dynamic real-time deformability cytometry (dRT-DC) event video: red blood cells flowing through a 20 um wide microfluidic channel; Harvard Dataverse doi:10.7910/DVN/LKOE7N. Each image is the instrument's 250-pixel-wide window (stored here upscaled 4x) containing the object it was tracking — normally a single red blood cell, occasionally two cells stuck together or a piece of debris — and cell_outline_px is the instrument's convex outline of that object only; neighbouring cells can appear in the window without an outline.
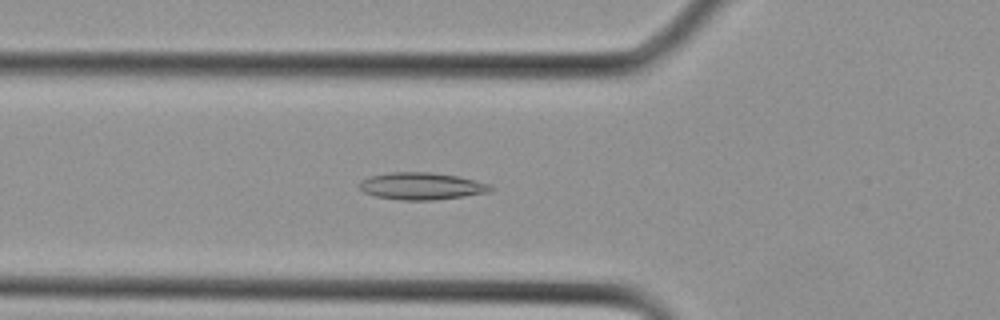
{"species": "Egyptian fruit bat (a non-hibernating species)", "species_latin": "Rousettus aegyptiacus", "temperature_condition": "cold", "stored_images_in_passage": 23, "camera_frame_rate_fps": 3000, "um_per_image_px": 0.085, "animal": {"sex": "female"}, "frame": {"image": 1, "passage_image": 3, "time_ms": 0.667, "image_size_px": [1000, 320], "cell_outline_px": [[492, 188], [488, 192], [464, 196], [432, 200], [400, 200], [376, 196], [364, 192], [360, 188], [360, 180], [368, 176], [392, 172], [432, 172], [456, 176], [492, 184]], "centroid_in_image_um": [35.81, 15.81], "position_along_channel_um": 90.0, "area_um2": 20.63}}
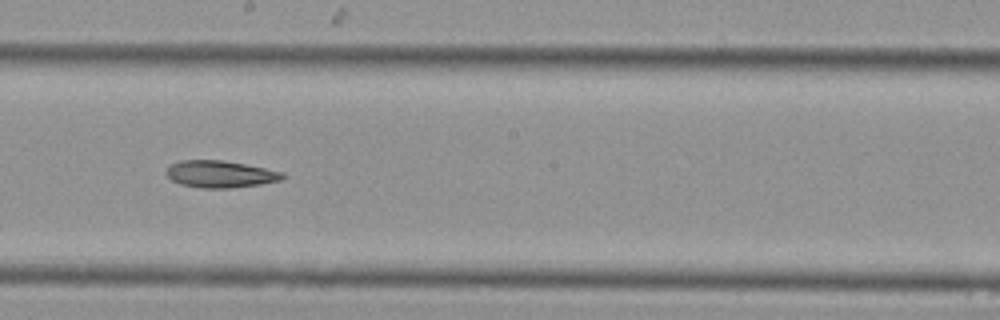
{"frame": {"image": 2, "passage_image": 9, "time_ms": 2.667, "image_size_px": [1000, 320], "cell_outline_px": [[284, 176], [280, 180], [260, 184], [228, 188], [200, 188], [180, 184], [172, 180], [164, 172], [172, 164], [180, 160], [224, 160], [284, 172]], "centroid_in_image_um": [18.69, 14.8], "position_along_channel_um": 229.5, "area_um2": 18.15}}
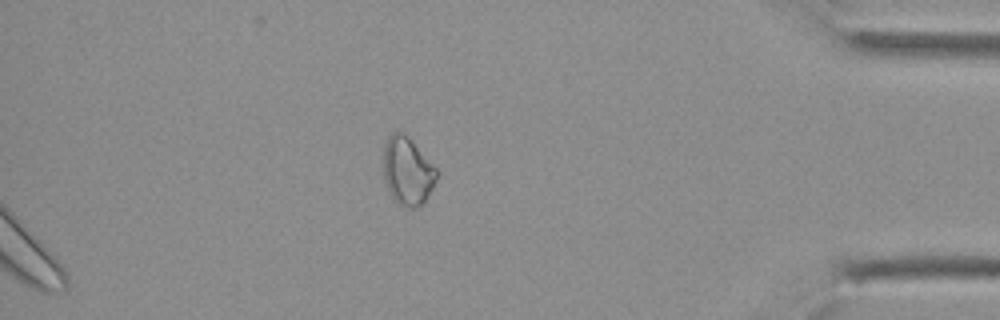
{"frame": {"image": 3, "passage_image": 18, "time_ms": 5.667, "image_size_px": [1000, 320], "cell_outline_px": [[440, 172], [424, 204], [416, 208], [408, 208], [400, 204], [392, 196], [384, 180], [384, 144], [388, 136], [392, 132], [404, 132]], "centroid_in_image_um": [34.65, 14.54], "position_along_channel_um": 400.5, "area_um2": 21.1}}